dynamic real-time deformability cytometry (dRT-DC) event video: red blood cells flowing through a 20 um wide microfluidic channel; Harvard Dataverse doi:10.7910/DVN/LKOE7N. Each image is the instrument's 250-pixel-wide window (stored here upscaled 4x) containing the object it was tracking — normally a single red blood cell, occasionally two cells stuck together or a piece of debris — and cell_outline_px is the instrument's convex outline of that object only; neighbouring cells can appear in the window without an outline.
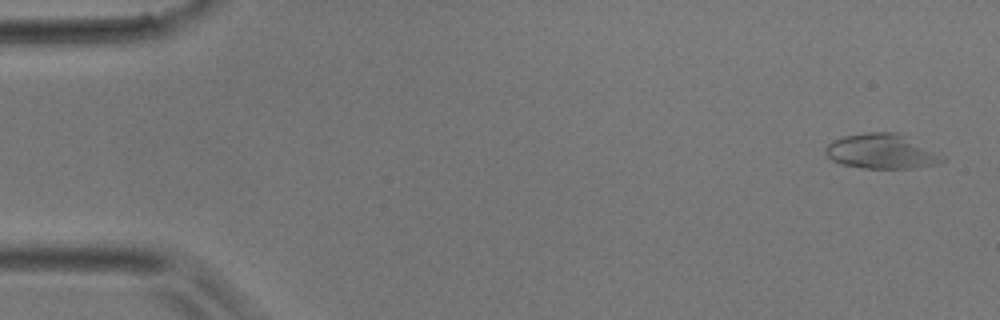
{"species": "common noctule bat (a hibernating species)", "species_latin": "Nyctalus noctula", "temperature_condition": "room temperature", "stored_images_in_passage": 3, "camera_frame_rate_fps": 3000, "um_per_image_px": 0.085, "animal": {"sex": "male", "body_mass_g": 17.9}, "frame": {"image": 1, "passage_image": 1, "time_ms": 0.0, "image_size_px": [1000, 320], "cell_outline_px": [[944, 160], [932, 164], [912, 168], [864, 168], [840, 164], [832, 160], [824, 152], [828, 144], [832, 140], [844, 136], [868, 132], [896, 132], [944, 156]], "centroid_in_image_um": [74.86, 12.87], "position_along_channel_um": 10.1, "area_um2": 23.24}}
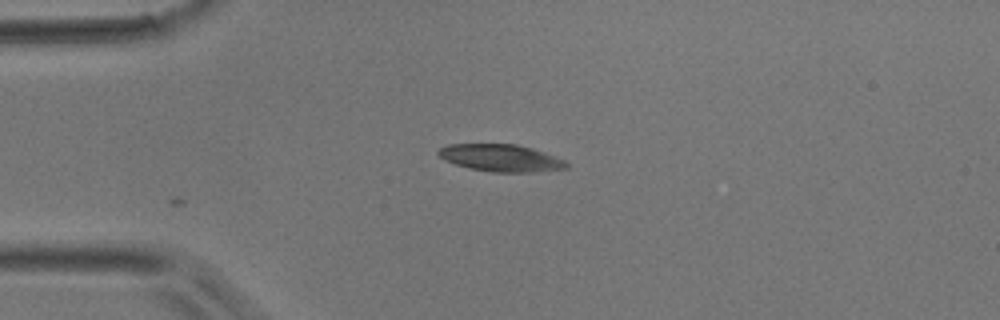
{"frame": {"image": 2, "passage_image": 3, "time_ms": 0.667, "image_size_px": [1000, 320], "cell_outline_px": [[568, 168], [532, 172], [492, 172], [472, 168], [456, 164], [444, 160], [436, 152], [440, 148], [448, 144], [516, 144], [532, 148], [544, 152], [564, 160], [568, 164]], "centroid_in_image_um": [42.57, 13.42], "position_along_channel_um": 42.4, "area_um2": 20.11}}